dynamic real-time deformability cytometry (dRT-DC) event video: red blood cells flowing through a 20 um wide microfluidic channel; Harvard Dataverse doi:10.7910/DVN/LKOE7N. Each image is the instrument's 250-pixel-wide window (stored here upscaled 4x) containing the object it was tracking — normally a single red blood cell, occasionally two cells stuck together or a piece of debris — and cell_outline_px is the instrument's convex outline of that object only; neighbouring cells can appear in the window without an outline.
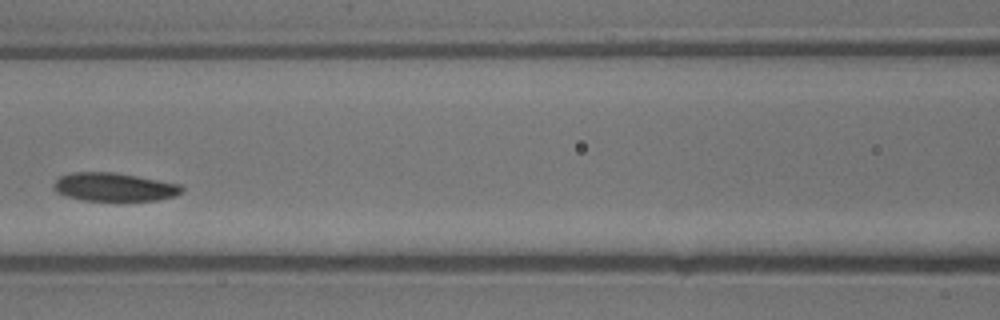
{"species": "common noctule bat (a hibernating species)", "species_latin": "Nyctalus noctula", "temperature_condition": "warm", "stored_images_in_passage": 26, "camera_frame_rate_fps": 3000, "um_per_image_px": 0.085, "animal": {"sex": "male", "body_mass_g": 13.3}, "frame": {"image": 1, "passage_image": 9, "time_ms": 2.667, "image_size_px": [1000, 320], "cell_outline_px": [[184, 192], [176, 196], [156, 200], [84, 200], [68, 196], [56, 192], [52, 188], [52, 184], [60, 176], [72, 172], [116, 172], [180, 184], [184, 188]], "centroid_in_image_um": [9.72, 15.88], "position_along_channel_um": 156.9, "area_um2": 21.21}}
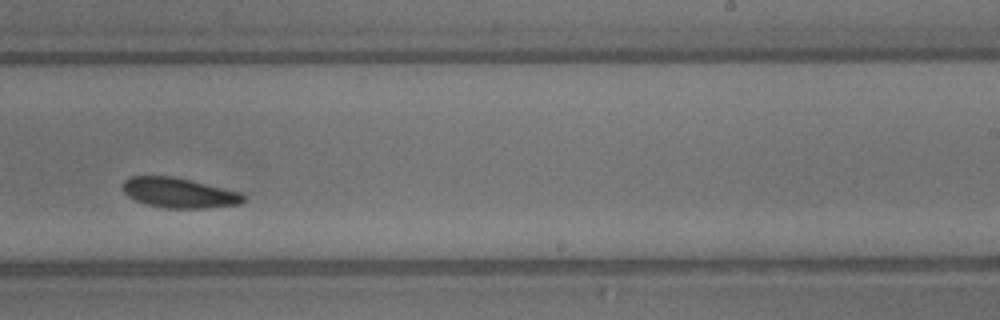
{"frame": {"image": 2, "passage_image": 15, "time_ms": 4.667, "image_size_px": [1000, 320], "cell_outline_px": [[244, 200], [240, 204], [208, 208], [164, 208], [148, 204], [136, 200], [128, 196], [120, 188], [124, 180], [132, 176], [172, 176], [240, 192], [244, 196]], "centroid_in_image_um": [15.18, 16.39], "position_along_channel_um": 273.8, "area_um2": 20.98}}
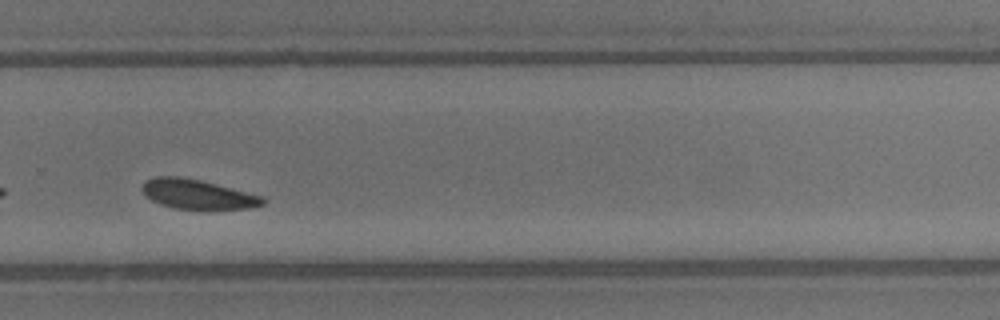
{"frame": {"image": 3, "passage_image": 17, "time_ms": 5.333, "image_size_px": [1000, 320], "cell_outline_px": [[268, 200], [264, 204], [252, 208], [208, 212], [200, 212], [176, 208], [160, 204], [152, 200], [140, 188], [144, 180], [156, 176], [176, 176], [200, 180], [264, 196]], "centroid_in_image_um": [16.86, 16.56], "position_along_channel_um": 312.9, "area_um2": 21.73}}